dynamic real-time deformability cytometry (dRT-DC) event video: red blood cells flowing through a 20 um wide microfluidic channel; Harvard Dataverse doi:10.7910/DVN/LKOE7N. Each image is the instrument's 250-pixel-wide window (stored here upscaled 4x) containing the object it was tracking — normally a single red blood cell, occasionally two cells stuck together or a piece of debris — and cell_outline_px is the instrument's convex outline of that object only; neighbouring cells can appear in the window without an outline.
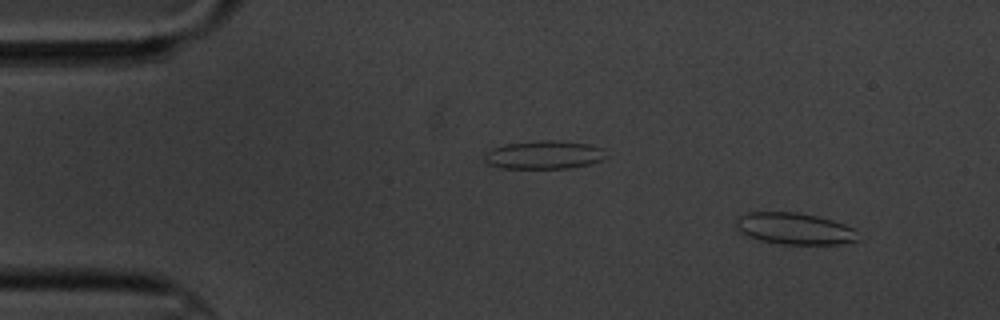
{"species": "common noctule bat (a hibernating species)", "species_latin": "Nyctalus noctula", "temperature_condition": "cold", "stored_images_in_passage": 4, "camera_frame_rate_fps": 3000, "um_per_image_px": 0.085, "animal": {"sex": "male", "body_mass_g": 20.1, "forearm_length_mm": 53.5}, "frame": {"image": 1, "passage_image": 1, "time_ms": 0.0, "image_size_px": [1000, 320], "cell_outline_px": [[860, 240], [840, 244], [780, 244], [760, 240], [736, 232], [736, 220], [740, 216], [748, 212], [796, 212], [816, 216], [832, 220], [844, 224], [852, 228]], "centroid_in_image_um": [67.49, 19.44], "position_along_channel_um": 17.5, "area_um2": 22.48}}
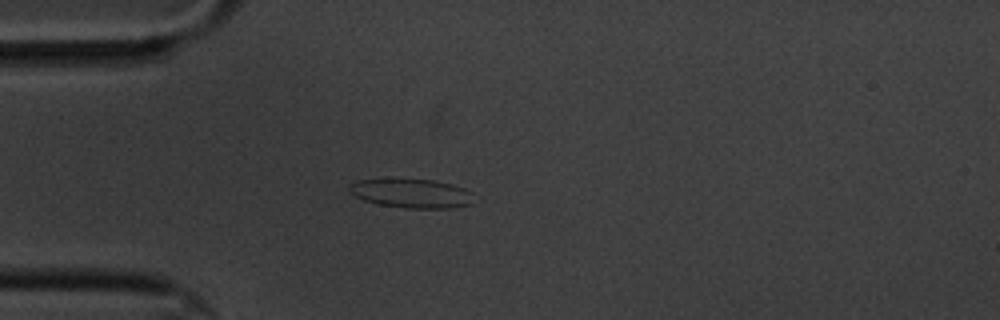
{"frame": {"image": 2, "passage_image": 4, "time_ms": 3.333, "image_size_px": [1000, 320], "cell_outline_px": [[472, 204], [452, 208], [404, 208], [376, 204], [364, 200], [356, 196], [348, 188], [348, 184], [360, 180], [432, 180], [452, 184], [464, 188], [472, 192]], "centroid_in_image_um": [35.01, 16.46], "position_along_channel_um": 50.0, "area_um2": 20.81}}